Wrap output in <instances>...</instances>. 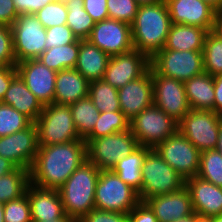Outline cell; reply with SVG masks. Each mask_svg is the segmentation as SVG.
I'll use <instances>...</instances> for the list:
<instances>
[{"label":"cell","instance_id":"42","mask_svg":"<svg viewBox=\"0 0 222 222\" xmlns=\"http://www.w3.org/2000/svg\"><path fill=\"white\" fill-rule=\"evenodd\" d=\"M16 64L12 29L0 24V65L16 66Z\"/></svg>","mask_w":222,"mask_h":222},{"label":"cell","instance_id":"60","mask_svg":"<svg viewBox=\"0 0 222 222\" xmlns=\"http://www.w3.org/2000/svg\"><path fill=\"white\" fill-rule=\"evenodd\" d=\"M54 1H59V2H62V3H66L68 0H54Z\"/></svg>","mask_w":222,"mask_h":222},{"label":"cell","instance_id":"11","mask_svg":"<svg viewBox=\"0 0 222 222\" xmlns=\"http://www.w3.org/2000/svg\"><path fill=\"white\" fill-rule=\"evenodd\" d=\"M11 29L16 63L37 59L46 50V29L35 14H19Z\"/></svg>","mask_w":222,"mask_h":222},{"label":"cell","instance_id":"50","mask_svg":"<svg viewBox=\"0 0 222 222\" xmlns=\"http://www.w3.org/2000/svg\"><path fill=\"white\" fill-rule=\"evenodd\" d=\"M16 166L6 158L0 156V176L12 172Z\"/></svg>","mask_w":222,"mask_h":222},{"label":"cell","instance_id":"39","mask_svg":"<svg viewBox=\"0 0 222 222\" xmlns=\"http://www.w3.org/2000/svg\"><path fill=\"white\" fill-rule=\"evenodd\" d=\"M106 6L110 19L132 24L138 10L136 0H107Z\"/></svg>","mask_w":222,"mask_h":222},{"label":"cell","instance_id":"43","mask_svg":"<svg viewBox=\"0 0 222 222\" xmlns=\"http://www.w3.org/2000/svg\"><path fill=\"white\" fill-rule=\"evenodd\" d=\"M78 222H129L128 214L92 209Z\"/></svg>","mask_w":222,"mask_h":222},{"label":"cell","instance_id":"23","mask_svg":"<svg viewBox=\"0 0 222 222\" xmlns=\"http://www.w3.org/2000/svg\"><path fill=\"white\" fill-rule=\"evenodd\" d=\"M89 81L75 68L57 72L54 103L70 105L88 96Z\"/></svg>","mask_w":222,"mask_h":222},{"label":"cell","instance_id":"40","mask_svg":"<svg viewBox=\"0 0 222 222\" xmlns=\"http://www.w3.org/2000/svg\"><path fill=\"white\" fill-rule=\"evenodd\" d=\"M4 222H32L26 193L20 198L4 203Z\"/></svg>","mask_w":222,"mask_h":222},{"label":"cell","instance_id":"8","mask_svg":"<svg viewBox=\"0 0 222 222\" xmlns=\"http://www.w3.org/2000/svg\"><path fill=\"white\" fill-rule=\"evenodd\" d=\"M140 146L130 129L91 140L87 144V159L100 171L112 170L117 162Z\"/></svg>","mask_w":222,"mask_h":222},{"label":"cell","instance_id":"9","mask_svg":"<svg viewBox=\"0 0 222 222\" xmlns=\"http://www.w3.org/2000/svg\"><path fill=\"white\" fill-rule=\"evenodd\" d=\"M222 116L212 110L190 111L178 122V131L200 152L216 149Z\"/></svg>","mask_w":222,"mask_h":222},{"label":"cell","instance_id":"35","mask_svg":"<svg viewBox=\"0 0 222 222\" xmlns=\"http://www.w3.org/2000/svg\"><path fill=\"white\" fill-rule=\"evenodd\" d=\"M203 61L205 73L213 77L222 74V40L213 31L205 36Z\"/></svg>","mask_w":222,"mask_h":222},{"label":"cell","instance_id":"30","mask_svg":"<svg viewBox=\"0 0 222 222\" xmlns=\"http://www.w3.org/2000/svg\"><path fill=\"white\" fill-rule=\"evenodd\" d=\"M74 125L80 138L85 139L94 129L100 112L89 96L70 104Z\"/></svg>","mask_w":222,"mask_h":222},{"label":"cell","instance_id":"13","mask_svg":"<svg viewBox=\"0 0 222 222\" xmlns=\"http://www.w3.org/2000/svg\"><path fill=\"white\" fill-rule=\"evenodd\" d=\"M153 104L179 122L189 111L184 82L159 75L152 67Z\"/></svg>","mask_w":222,"mask_h":222},{"label":"cell","instance_id":"6","mask_svg":"<svg viewBox=\"0 0 222 222\" xmlns=\"http://www.w3.org/2000/svg\"><path fill=\"white\" fill-rule=\"evenodd\" d=\"M140 202L138 192L113 170H102L95 189V208L128 214Z\"/></svg>","mask_w":222,"mask_h":222},{"label":"cell","instance_id":"12","mask_svg":"<svg viewBox=\"0 0 222 222\" xmlns=\"http://www.w3.org/2000/svg\"><path fill=\"white\" fill-rule=\"evenodd\" d=\"M153 149L184 180L198 175L201 152L178 130Z\"/></svg>","mask_w":222,"mask_h":222},{"label":"cell","instance_id":"26","mask_svg":"<svg viewBox=\"0 0 222 222\" xmlns=\"http://www.w3.org/2000/svg\"><path fill=\"white\" fill-rule=\"evenodd\" d=\"M208 31L202 27L171 24L164 49L177 51H203Z\"/></svg>","mask_w":222,"mask_h":222},{"label":"cell","instance_id":"24","mask_svg":"<svg viewBox=\"0 0 222 222\" xmlns=\"http://www.w3.org/2000/svg\"><path fill=\"white\" fill-rule=\"evenodd\" d=\"M2 103L24 114L33 123L38 119L44 107L18 74L12 79Z\"/></svg>","mask_w":222,"mask_h":222},{"label":"cell","instance_id":"31","mask_svg":"<svg viewBox=\"0 0 222 222\" xmlns=\"http://www.w3.org/2000/svg\"><path fill=\"white\" fill-rule=\"evenodd\" d=\"M67 21L66 24L73 34L80 40L88 39L95 21L84 9L83 0H68L66 3Z\"/></svg>","mask_w":222,"mask_h":222},{"label":"cell","instance_id":"22","mask_svg":"<svg viewBox=\"0 0 222 222\" xmlns=\"http://www.w3.org/2000/svg\"><path fill=\"white\" fill-rule=\"evenodd\" d=\"M26 194L30 203L32 221H49L65 215L60 192L29 183Z\"/></svg>","mask_w":222,"mask_h":222},{"label":"cell","instance_id":"27","mask_svg":"<svg viewBox=\"0 0 222 222\" xmlns=\"http://www.w3.org/2000/svg\"><path fill=\"white\" fill-rule=\"evenodd\" d=\"M186 96L191 109L214 111V77L202 73L184 82Z\"/></svg>","mask_w":222,"mask_h":222},{"label":"cell","instance_id":"17","mask_svg":"<svg viewBox=\"0 0 222 222\" xmlns=\"http://www.w3.org/2000/svg\"><path fill=\"white\" fill-rule=\"evenodd\" d=\"M17 74L43 106L54 102L57 71L37 59H26L16 64Z\"/></svg>","mask_w":222,"mask_h":222},{"label":"cell","instance_id":"3","mask_svg":"<svg viewBox=\"0 0 222 222\" xmlns=\"http://www.w3.org/2000/svg\"><path fill=\"white\" fill-rule=\"evenodd\" d=\"M100 170L88 159L58 189L66 215L78 222L95 208V189Z\"/></svg>","mask_w":222,"mask_h":222},{"label":"cell","instance_id":"16","mask_svg":"<svg viewBox=\"0 0 222 222\" xmlns=\"http://www.w3.org/2000/svg\"><path fill=\"white\" fill-rule=\"evenodd\" d=\"M37 152L38 136L35 123L22 131L0 137V156L18 168L30 170Z\"/></svg>","mask_w":222,"mask_h":222},{"label":"cell","instance_id":"15","mask_svg":"<svg viewBox=\"0 0 222 222\" xmlns=\"http://www.w3.org/2000/svg\"><path fill=\"white\" fill-rule=\"evenodd\" d=\"M149 68L150 58L145 53L132 49L110 57L103 79L119 89L128 82L139 79Z\"/></svg>","mask_w":222,"mask_h":222},{"label":"cell","instance_id":"45","mask_svg":"<svg viewBox=\"0 0 222 222\" xmlns=\"http://www.w3.org/2000/svg\"><path fill=\"white\" fill-rule=\"evenodd\" d=\"M85 11L92 17L95 22L108 19L107 0H83Z\"/></svg>","mask_w":222,"mask_h":222},{"label":"cell","instance_id":"55","mask_svg":"<svg viewBox=\"0 0 222 222\" xmlns=\"http://www.w3.org/2000/svg\"><path fill=\"white\" fill-rule=\"evenodd\" d=\"M216 150L222 154V124L219 130L218 143H217Z\"/></svg>","mask_w":222,"mask_h":222},{"label":"cell","instance_id":"53","mask_svg":"<svg viewBox=\"0 0 222 222\" xmlns=\"http://www.w3.org/2000/svg\"><path fill=\"white\" fill-rule=\"evenodd\" d=\"M32 222H76L72 217L68 215H64L62 218H58L56 220H49V221H32Z\"/></svg>","mask_w":222,"mask_h":222},{"label":"cell","instance_id":"37","mask_svg":"<svg viewBox=\"0 0 222 222\" xmlns=\"http://www.w3.org/2000/svg\"><path fill=\"white\" fill-rule=\"evenodd\" d=\"M33 122L10 105L0 102V137L22 131Z\"/></svg>","mask_w":222,"mask_h":222},{"label":"cell","instance_id":"38","mask_svg":"<svg viewBox=\"0 0 222 222\" xmlns=\"http://www.w3.org/2000/svg\"><path fill=\"white\" fill-rule=\"evenodd\" d=\"M68 10L65 3L54 1L46 4L42 9L38 10L35 16L42 23L45 29L56 26L64 25L67 21Z\"/></svg>","mask_w":222,"mask_h":222},{"label":"cell","instance_id":"5","mask_svg":"<svg viewBox=\"0 0 222 222\" xmlns=\"http://www.w3.org/2000/svg\"><path fill=\"white\" fill-rule=\"evenodd\" d=\"M38 146L82 140L73 122L70 105L52 103L45 105L38 119Z\"/></svg>","mask_w":222,"mask_h":222},{"label":"cell","instance_id":"57","mask_svg":"<svg viewBox=\"0 0 222 222\" xmlns=\"http://www.w3.org/2000/svg\"><path fill=\"white\" fill-rule=\"evenodd\" d=\"M138 5H146V4H155V3H158V2H162V1H165V0H136Z\"/></svg>","mask_w":222,"mask_h":222},{"label":"cell","instance_id":"20","mask_svg":"<svg viewBox=\"0 0 222 222\" xmlns=\"http://www.w3.org/2000/svg\"><path fill=\"white\" fill-rule=\"evenodd\" d=\"M159 222H173L194 213L191 196L186 186L165 195L145 200Z\"/></svg>","mask_w":222,"mask_h":222},{"label":"cell","instance_id":"59","mask_svg":"<svg viewBox=\"0 0 222 222\" xmlns=\"http://www.w3.org/2000/svg\"><path fill=\"white\" fill-rule=\"evenodd\" d=\"M213 222H222V214L213 216Z\"/></svg>","mask_w":222,"mask_h":222},{"label":"cell","instance_id":"52","mask_svg":"<svg viewBox=\"0 0 222 222\" xmlns=\"http://www.w3.org/2000/svg\"><path fill=\"white\" fill-rule=\"evenodd\" d=\"M211 5L218 13L222 12V0H203Z\"/></svg>","mask_w":222,"mask_h":222},{"label":"cell","instance_id":"34","mask_svg":"<svg viewBox=\"0 0 222 222\" xmlns=\"http://www.w3.org/2000/svg\"><path fill=\"white\" fill-rule=\"evenodd\" d=\"M130 120L120 111L102 112L94 125L92 132L84 139L86 144L91 140L129 130Z\"/></svg>","mask_w":222,"mask_h":222},{"label":"cell","instance_id":"2","mask_svg":"<svg viewBox=\"0 0 222 222\" xmlns=\"http://www.w3.org/2000/svg\"><path fill=\"white\" fill-rule=\"evenodd\" d=\"M171 24L165 1L138 6L131 24L133 49L145 53L151 59L164 48Z\"/></svg>","mask_w":222,"mask_h":222},{"label":"cell","instance_id":"51","mask_svg":"<svg viewBox=\"0 0 222 222\" xmlns=\"http://www.w3.org/2000/svg\"><path fill=\"white\" fill-rule=\"evenodd\" d=\"M213 32L222 40V12L216 16Z\"/></svg>","mask_w":222,"mask_h":222},{"label":"cell","instance_id":"36","mask_svg":"<svg viewBox=\"0 0 222 222\" xmlns=\"http://www.w3.org/2000/svg\"><path fill=\"white\" fill-rule=\"evenodd\" d=\"M197 176L222 187V154L216 149L201 152Z\"/></svg>","mask_w":222,"mask_h":222},{"label":"cell","instance_id":"46","mask_svg":"<svg viewBox=\"0 0 222 222\" xmlns=\"http://www.w3.org/2000/svg\"><path fill=\"white\" fill-rule=\"evenodd\" d=\"M13 2L19 15L34 14L46 4L54 2V0H13Z\"/></svg>","mask_w":222,"mask_h":222},{"label":"cell","instance_id":"49","mask_svg":"<svg viewBox=\"0 0 222 222\" xmlns=\"http://www.w3.org/2000/svg\"><path fill=\"white\" fill-rule=\"evenodd\" d=\"M214 111L222 116V74L214 76Z\"/></svg>","mask_w":222,"mask_h":222},{"label":"cell","instance_id":"18","mask_svg":"<svg viewBox=\"0 0 222 222\" xmlns=\"http://www.w3.org/2000/svg\"><path fill=\"white\" fill-rule=\"evenodd\" d=\"M172 24L197 26L213 31L218 12L203 0H165Z\"/></svg>","mask_w":222,"mask_h":222},{"label":"cell","instance_id":"58","mask_svg":"<svg viewBox=\"0 0 222 222\" xmlns=\"http://www.w3.org/2000/svg\"><path fill=\"white\" fill-rule=\"evenodd\" d=\"M0 222H4V203L0 202Z\"/></svg>","mask_w":222,"mask_h":222},{"label":"cell","instance_id":"4","mask_svg":"<svg viewBox=\"0 0 222 222\" xmlns=\"http://www.w3.org/2000/svg\"><path fill=\"white\" fill-rule=\"evenodd\" d=\"M142 185L138 193L140 201L165 195L180 190L185 186V180L152 148L142 163Z\"/></svg>","mask_w":222,"mask_h":222},{"label":"cell","instance_id":"19","mask_svg":"<svg viewBox=\"0 0 222 222\" xmlns=\"http://www.w3.org/2000/svg\"><path fill=\"white\" fill-rule=\"evenodd\" d=\"M118 98L120 109L129 120L153 105L151 66L139 79L128 82L119 88Z\"/></svg>","mask_w":222,"mask_h":222},{"label":"cell","instance_id":"48","mask_svg":"<svg viewBox=\"0 0 222 222\" xmlns=\"http://www.w3.org/2000/svg\"><path fill=\"white\" fill-rule=\"evenodd\" d=\"M16 75V66L0 65V102H2L12 79Z\"/></svg>","mask_w":222,"mask_h":222},{"label":"cell","instance_id":"44","mask_svg":"<svg viewBox=\"0 0 222 222\" xmlns=\"http://www.w3.org/2000/svg\"><path fill=\"white\" fill-rule=\"evenodd\" d=\"M129 222H159L145 201H140L129 213Z\"/></svg>","mask_w":222,"mask_h":222},{"label":"cell","instance_id":"56","mask_svg":"<svg viewBox=\"0 0 222 222\" xmlns=\"http://www.w3.org/2000/svg\"><path fill=\"white\" fill-rule=\"evenodd\" d=\"M196 222H213V217L201 216L196 214Z\"/></svg>","mask_w":222,"mask_h":222},{"label":"cell","instance_id":"28","mask_svg":"<svg viewBox=\"0 0 222 222\" xmlns=\"http://www.w3.org/2000/svg\"><path fill=\"white\" fill-rule=\"evenodd\" d=\"M150 147L140 146L132 154L122 157L112 169L118 177L138 193L142 185L141 167Z\"/></svg>","mask_w":222,"mask_h":222},{"label":"cell","instance_id":"14","mask_svg":"<svg viewBox=\"0 0 222 222\" xmlns=\"http://www.w3.org/2000/svg\"><path fill=\"white\" fill-rule=\"evenodd\" d=\"M87 40L110 57L133 49L131 25L110 18L95 22Z\"/></svg>","mask_w":222,"mask_h":222},{"label":"cell","instance_id":"25","mask_svg":"<svg viewBox=\"0 0 222 222\" xmlns=\"http://www.w3.org/2000/svg\"><path fill=\"white\" fill-rule=\"evenodd\" d=\"M110 56L89 40H80V49L75 69L89 82L103 79Z\"/></svg>","mask_w":222,"mask_h":222},{"label":"cell","instance_id":"33","mask_svg":"<svg viewBox=\"0 0 222 222\" xmlns=\"http://www.w3.org/2000/svg\"><path fill=\"white\" fill-rule=\"evenodd\" d=\"M88 96L100 113L121 110L118 89L112 87L104 79L95 80L89 83Z\"/></svg>","mask_w":222,"mask_h":222},{"label":"cell","instance_id":"41","mask_svg":"<svg viewBox=\"0 0 222 222\" xmlns=\"http://www.w3.org/2000/svg\"><path fill=\"white\" fill-rule=\"evenodd\" d=\"M46 37V50L52 47L65 46L74 43L78 39L67 24L47 28Z\"/></svg>","mask_w":222,"mask_h":222},{"label":"cell","instance_id":"47","mask_svg":"<svg viewBox=\"0 0 222 222\" xmlns=\"http://www.w3.org/2000/svg\"><path fill=\"white\" fill-rule=\"evenodd\" d=\"M18 16L13 0H0V24L11 27Z\"/></svg>","mask_w":222,"mask_h":222},{"label":"cell","instance_id":"1","mask_svg":"<svg viewBox=\"0 0 222 222\" xmlns=\"http://www.w3.org/2000/svg\"><path fill=\"white\" fill-rule=\"evenodd\" d=\"M86 160L87 144L84 139L38 146L30 169V183L58 190Z\"/></svg>","mask_w":222,"mask_h":222},{"label":"cell","instance_id":"32","mask_svg":"<svg viewBox=\"0 0 222 222\" xmlns=\"http://www.w3.org/2000/svg\"><path fill=\"white\" fill-rule=\"evenodd\" d=\"M30 183V170L16 167L0 176V202L6 203L22 197Z\"/></svg>","mask_w":222,"mask_h":222},{"label":"cell","instance_id":"7","mask_svg":"<svg viewBox=\"0 0 222 222\" xmlns=\"http://www.w3.org/2000/svg\"><path fill=\"white\" fill-rule=\"evenodd\" d=\"M129 129L139 146L152 149L178 130V122L153 104L130 120Z\"/></svg>","mask_w":222,"mask_h":222},{"label":"cell","instance_id":"54","mask_svg":"<svg viewBox=\"0 0 222 222\" xmlns=\"http://www.w3.org/2000/svg\"><path fill=\"white\" fill-rule=\"evenodd\" d=\"M173 222H196V213L194 212L193 214L186 216L184 218L178 219Z\"/></svg>","mask_w":222,"mask_h":222},{"label":"cell","instance_id":"29","mask_svg":"<svg viewBox=\"0 0 222 222\" xmlns=\"http://www.w3.org/2000/svg\"><path fill=\"white\" fill-rule=\"evenodd\" d=\"M79 49L80 39H77L74 43L45 50L37 60L57 72L63 69L75 68Z\"/></svg>","mask_w":222,"mask_h":222},{"label":"cell","instance_id":"21","mask_svg":"<svg viewBox=\"0 0 222 222\" xmlns=\"http://www.w3.org/2000/svg\"><path fill=\"white\" fill-rule=\"evenodd\" d=\"M189 190L193 211L201 216L213 217L222 214V187H218L198 176L185 180Z\"/></svg>","mask_w":222,"mask_h":222},{"label":"cell","instance_id":"10","mask_svg":"<svg viewBox=\"0 0 222 222\" xmlns=\"http://www.w3.org/2000/svg\"><path fill=\"white\" fill-rule=\"evenodd\" d=\"M150 66L161 76L185 82L204 73L203 51L163 48L150 59Z\"/></svg>","mask_w":222,"mask_h":222}]
</instances>
